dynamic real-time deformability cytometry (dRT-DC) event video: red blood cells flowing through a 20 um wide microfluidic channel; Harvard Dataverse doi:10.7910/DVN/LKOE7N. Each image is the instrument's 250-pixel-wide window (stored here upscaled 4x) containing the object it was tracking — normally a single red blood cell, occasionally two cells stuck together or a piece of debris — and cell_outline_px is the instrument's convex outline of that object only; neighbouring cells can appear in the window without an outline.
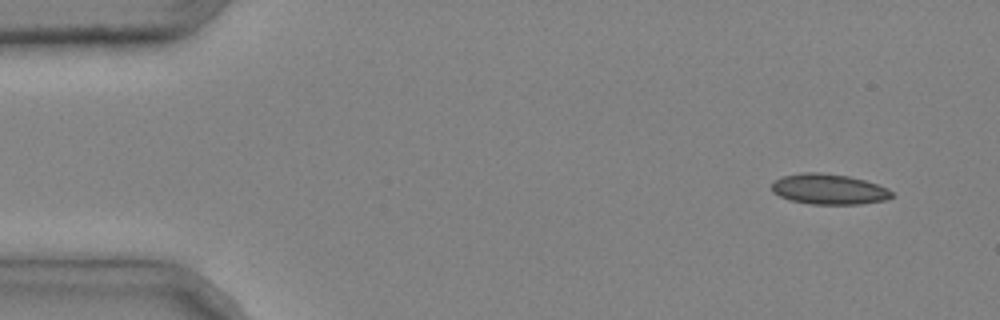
{"species": "common noctule bat (a hibernating species)", "species_latin": "Nyctalus noctula", "temperature_condition": "cold", "stored_images_in_passage": 4, "camera_frame_rate_fps": 3000, "um_per_image_px": 0.085, "animal": {"sex": "male", "body_mass_g": 20.4}, "frame": {"image": 1, "passage_image": 1, "time_ms": 0.0, "image_size_px": [1000, 320], "cell_outline_px": [[892, 196], [884, 200], [860, 204], [812, 204], [792, 200], [780, 196], [772, 192], [772, 184], [776, 180], [784, 176], [800, 172], [820, 172], [848, 176], [864, 180], [888, 188], [892, 192]], "centroid_in_image_um": [70.45, 16.07], "position_along_channel_um": 14.6, "area_um2": 21.1}}
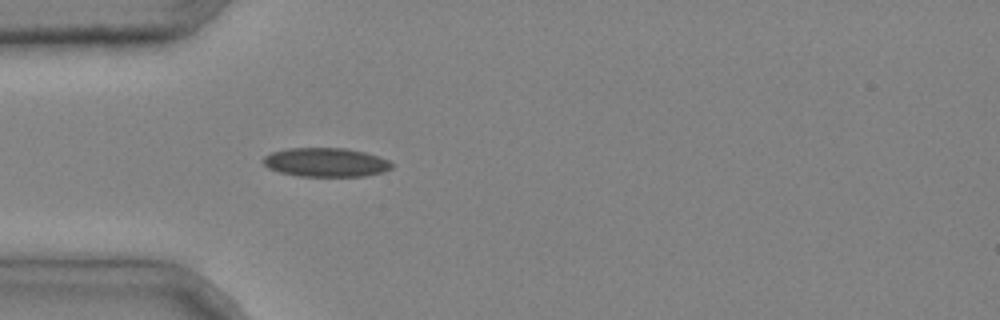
{"frame": {"image": 2, "passage_image": 4, "time_ms": 1.0, "image_size_px": [1000, 320], "cell_outline_px": [[392, 168], [384, 172], [364, 176], [300, 176], [280, 172], [268, 168], [264, 164], [264, 156], [272, 152], [288, 148], [344, 148], [364, 152], [380, 156], [388, 160], [392, 164]], "centroid_in_image_um": [27.72, 13.8], "position_along_channel_um": 57.3, "area_um2": 21.62}}